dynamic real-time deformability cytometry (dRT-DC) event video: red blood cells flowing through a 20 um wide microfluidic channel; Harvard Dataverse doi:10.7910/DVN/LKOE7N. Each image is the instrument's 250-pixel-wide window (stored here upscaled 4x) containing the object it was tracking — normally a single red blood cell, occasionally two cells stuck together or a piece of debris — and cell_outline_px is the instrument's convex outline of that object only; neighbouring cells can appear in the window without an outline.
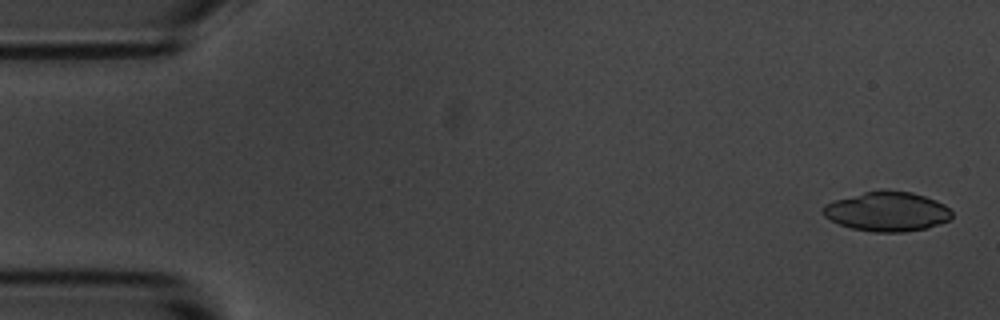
{"species": "common noctule bat (a hibernating species)", "species_latin": "Nyctalus noctula", "temperature_condition": "room temperature", "stored_images_in_passage": 17, "camera_frame_rate_fps": 3000, "um_per_image_px": 0.085, "animal": {"sex": "male", "body_mass_g": 20.1, "forearm_length_mm": 53.5}, "frame": {"image": 1, "passage_image": 2, "time_ms": 0.333, "image_size_px": [1000, 320], "cell_outline_px": [[952, 216], [948, 220], [940, 224], [928, 228], [904, 232], [872, 232], [852, 228], [840, 224], [824, 216], [820, 212], [820, 208], [824, 204], [832, 200], [880, 188], [912, 192], [936, 200], [944, 204], [952, 212]], "centroid_in_image_um": [75.37, 17.96], "position_along_channel_um": 9.6, "area_um2": 30.17}}